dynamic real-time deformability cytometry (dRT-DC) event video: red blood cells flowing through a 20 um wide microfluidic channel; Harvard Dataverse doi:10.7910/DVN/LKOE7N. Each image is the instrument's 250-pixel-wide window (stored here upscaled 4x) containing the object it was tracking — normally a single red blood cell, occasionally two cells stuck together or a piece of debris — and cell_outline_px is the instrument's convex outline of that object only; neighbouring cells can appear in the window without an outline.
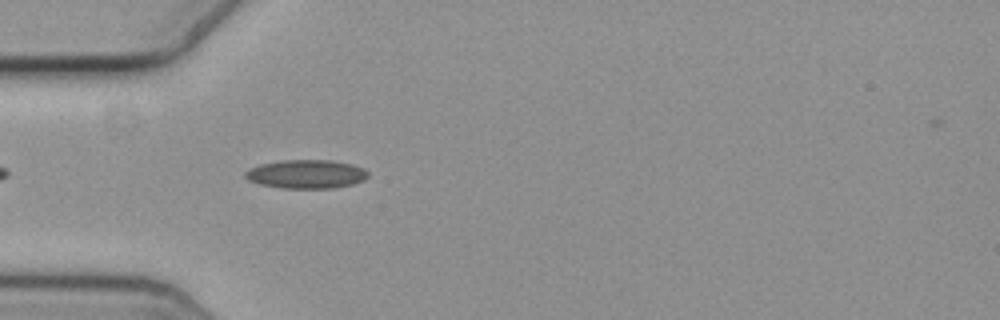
{"species": "common noctule bat (a hibernating species)", "species_latin": "Nyctalus noctula", "temperature_condition": "cold", "stored_images_in_passage": 43, "camera_frame_rate_fps": 3000, "um_per_image_px": 0.085, "animal": {"sex": "female", "body_mass_g": 19.3, "forearm_length_mm": 54.1}, "frame": {"image": 1, "passage_image": 4, "time_ms": 1.0, "image_size_px": [1000, 320], "cell_outline_px": [[368, 176], [364, 180], [352, 184], [332, 188], [284, 188], [260, 184], [248, 180], [244, 176], [244, 172], [248, 168], [260, 164], [280, 160], [332, 160], [352, 164], [364, 168], [368, 172]], "centroid_in_image_um": [26.02, 14.79], "position_along_channel_um": 59.0, "area_um2": 20.63}}
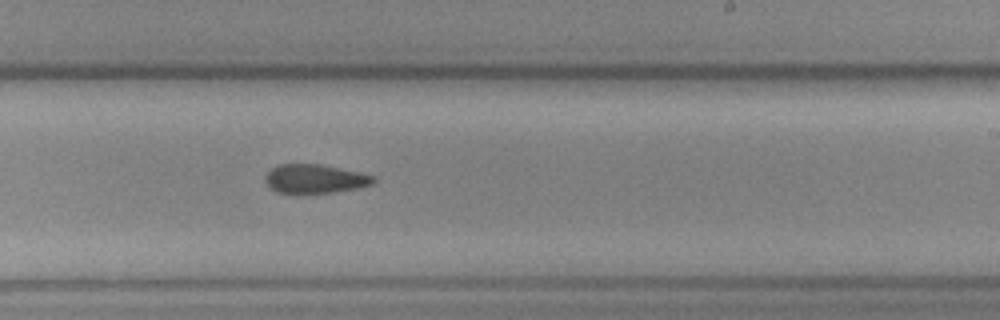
{"frame": {"image": 2, "passage_image": 21, "time_ms": 6.667, "image_size_px": [1000, 320], "cell_outline_px": [[376, 180], [372, 184], [356, 188], [332, 192], [300, 196], [276, 192], [268, 188], [264, 180], [264, 176], [272, 168], [280, 164], [320, 164], [360, 172], [376, 176]], "centroid_in_image_um": [26.71, 15.24], "position_along_channel_um": 262.3, "area_um2": 18.9}}
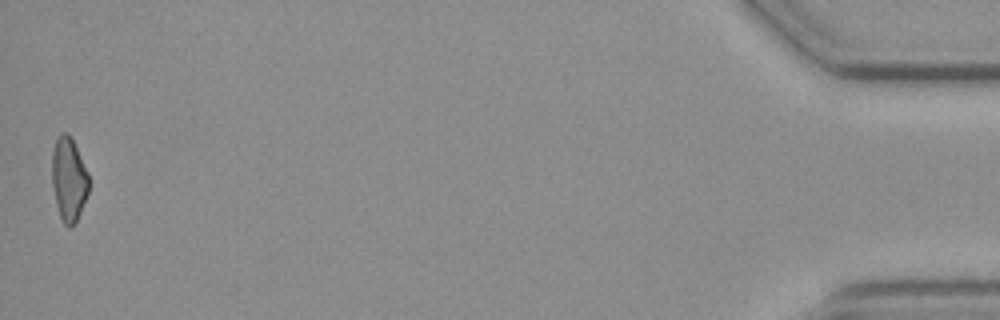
{"frame": {"image": 3, "passage_image": 43, "time_ms": 14.0, "image_size_px": [1000, 320], "cell_outline_px": [[88, 192], [80, 212], [72, 228], [68, 228], [64, 224], [60, 216], [56, 204], [52, 184], [52, 152], [56, 140], [60, 132], [68, 132], [88, 172]], "centroid_in_image_um": [5.83, 15.24], "position_along_channel_um": 429.4, "area_um2": 17.8}}